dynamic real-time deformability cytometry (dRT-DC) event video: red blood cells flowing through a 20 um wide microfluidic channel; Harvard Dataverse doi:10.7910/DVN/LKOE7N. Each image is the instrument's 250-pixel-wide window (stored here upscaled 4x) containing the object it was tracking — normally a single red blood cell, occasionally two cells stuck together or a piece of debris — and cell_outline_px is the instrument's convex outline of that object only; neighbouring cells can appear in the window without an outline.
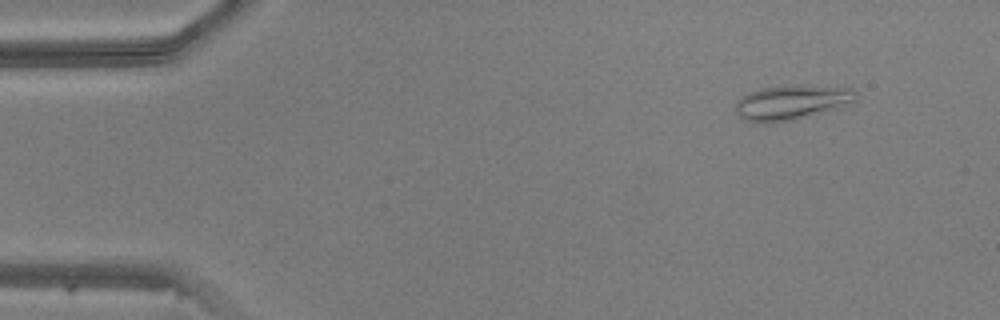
{"species": "common noctule bat (a hibernating species)", "species_latin": "Nyctalus noctula", "temperature_condition": "warm", "stored_images_in_passage": 47, "camera_frame_rate_fps": 3000, "um_per_image_px": 0.085, "animal": {"sex": "male", "body_mass_g": 20.5, "forearm_length_mm": 52.5}, "frame": {"image": 1, "passage_image": 3, "time_ms": 0.667, "image_size_px": [1000, 320], "cell_outline_px": [[856, 100], [792, 120], [772, 124], [764, 124], [748, 120], [740, 116], [736, 112], [736, 104], [748, 92], [764, 88], [852, 88], [856, 92]], "centroid_in_image_um": [67.17, 8.76], "position_along_channel_um": 17.8, "area_um2": 22.43}}
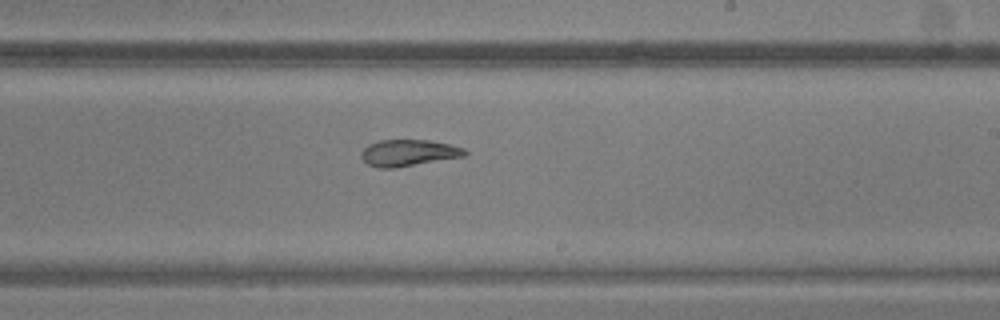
{"frame": {"image": 2, "passage_image": 27, "time_ms": 8.667, "image_size_px": [1000, 320], "cell_outline_px": [[468, 152], [464, 156], [396, 168], [376, 168], [368, 164], [360, 156], [360, 152], [368, 144], [380, 140], [428, 140], [448, 144], [464, 148]], "centroid_in_image_um": [34.68, 13.0], "position_along_channel_um": 254.3, "area_um2": 16.01}}
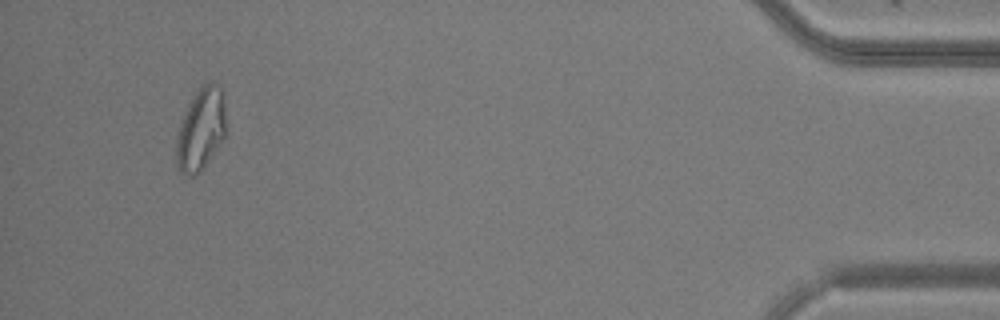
{"frame": {"image": 3, "passage_image": 44, "time_ms": 14.333, "image_size_px": [1000, 320], "cell_outline_px": [[224, 136], [204, 168], [200, 172], [192, 176], [188, 176], [180, 172], [176, 164], [176, 136], [180, 124], [188, 104], [200, 84], [208, 80], [212, 80], [224, 92]], "centroid_in_image_um": [17.05, 10.96], "position_along_channel_um": 418.2, "area_um2": 23.93}}